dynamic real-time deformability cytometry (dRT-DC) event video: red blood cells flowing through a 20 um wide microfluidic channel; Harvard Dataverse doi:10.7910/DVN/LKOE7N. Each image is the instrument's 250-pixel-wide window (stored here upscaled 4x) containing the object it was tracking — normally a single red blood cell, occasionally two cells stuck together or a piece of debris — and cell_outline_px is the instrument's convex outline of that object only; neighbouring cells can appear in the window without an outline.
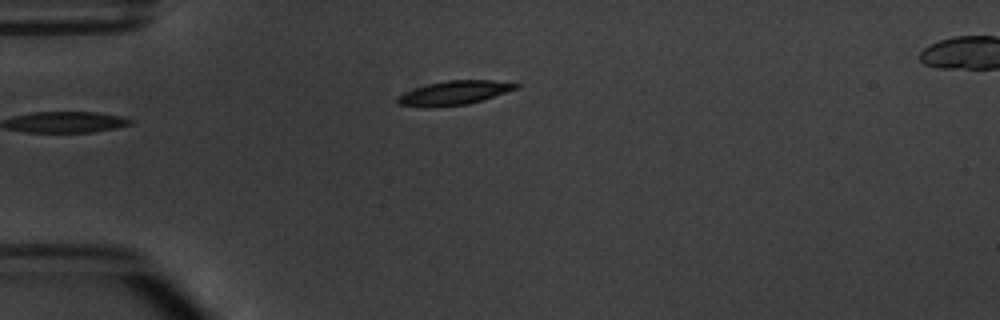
{"species": "common noctule bat (a hibernating species)", "species_latin": "Nyctalus noctula", "temperature_condition": "warm", "stored_images_in_passage": 2, "camera_frame_rate_fps": 3000, "um_per_image_px": 0.085, "animal": {"sex": "male", "body_mass_g": 20.1, "forearm_length_mm": 53.5}, "frame": {"image": 1, "passage_image": 1, "time_ms": 0.0, "image_size_px": [1000, 320], "cell_outline_px": [[520, 88], [484, 100], [468, 104], [432, 108], [424, 108], [396, 104], [396, 96], [404, 92], [428, 84], [448, 80], [492, 80], [520, 84]], "centroid_in_image_um": [38.59, 7.91], "position_along_channel_um": 46.4, "area_um2": 16.94}}